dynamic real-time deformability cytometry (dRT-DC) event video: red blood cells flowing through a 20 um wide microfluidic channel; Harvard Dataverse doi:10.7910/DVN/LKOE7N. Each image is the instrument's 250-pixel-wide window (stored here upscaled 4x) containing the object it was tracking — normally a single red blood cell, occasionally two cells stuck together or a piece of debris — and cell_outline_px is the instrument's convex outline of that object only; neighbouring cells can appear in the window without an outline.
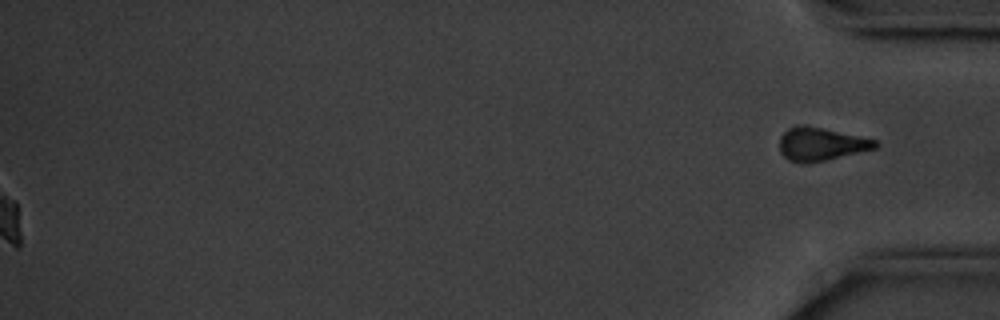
{"species": "common noctule bat (a hibernating species)", "species_latin": "Nyctalus noctula", "temperature_condition": "cold", "stored_images_in_passage": 50, "segment_of_instrument_passage": [2, 2], "camera_frame_rate_fps": 3000, "um_per_image_px": 0.085, "animal": {"sex": "male", "body_mass_g": 20.1, "forearm_length_mm": 53.5}, "frame": {"image": 1, "passage_image": 50, "time_ms": 16.333, "image_size_px": [1000, 320], "cell_outline_px": [[880, 144], [876, 148], [824, 160], [804, 164], [800, 164], [788, 160], [780, 152], [780, 136], [788, 128], [796, 124], [804, 124], [824, 128], [876, 140]], "centroid_in_image_um": [69.74, 12.24], "position_along_channel_um": 365.5, "area_um2": 18.55}}